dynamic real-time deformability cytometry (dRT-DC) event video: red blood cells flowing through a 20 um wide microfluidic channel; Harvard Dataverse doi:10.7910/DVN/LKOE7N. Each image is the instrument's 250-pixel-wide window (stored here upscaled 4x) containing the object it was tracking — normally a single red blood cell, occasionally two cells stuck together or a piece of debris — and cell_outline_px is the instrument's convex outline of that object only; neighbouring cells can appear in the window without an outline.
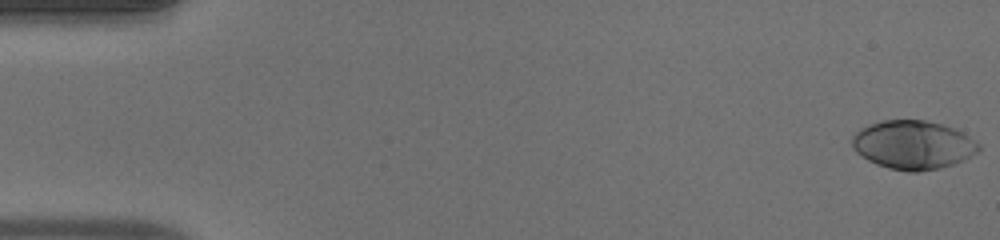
{"species": "human", "species_latin": "Homo sapiens", "temperature_condition": "warm", "stored_images_in_passage": 51, "camera_frame_rate_fps": 3000, "um_per_image_px": 0.085, "donor": {"sex": "male"}, "frame": {"image": 1, "passage_image": 1, "time_ms": 0.0, "image_size_px": [1000, 240], "cell_outline_px": [[980, 148], [976, 152], [964, 160], [956, 164], [940, 168], [916, 172], [908, 172], [888, 168], [876, 164], [868, 160], [856, 152], [852, 148], [852, 136], [856, 132], [872, 124], [884, 120], [924, 120], [940, 124], [952, 128], [968, 136], [980, 144]], "centroid_in_image_um": [77.61, 12.33], "position_along_channel_um": 7.4, "area_um2": 35.66}}
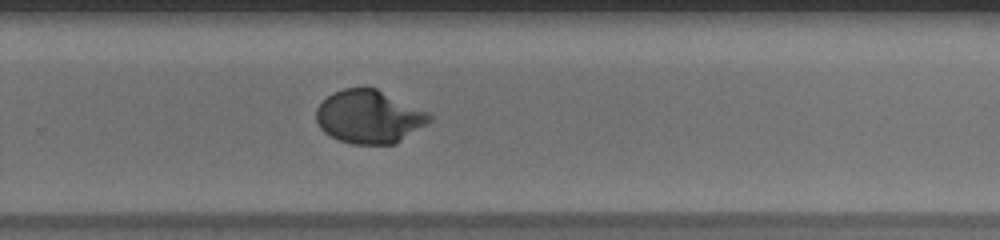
{"frame": {"image": 2, "passage_image": 34, "time_ms": 11.0, "image_size_px": [1000, 240], "cell_outline_px": [[432, 120], [396, 144], [352, 144], [340, 140], [324, 132], [320, 128], [316, 120], [316, 108], [332, 92], [344, 88], [376, 88], [428, 112], [432, 116]], "centroid_in_image_um": [31.37, 9.93], "position_along_channel_um": 298.4, "area_um2": 34.91}}
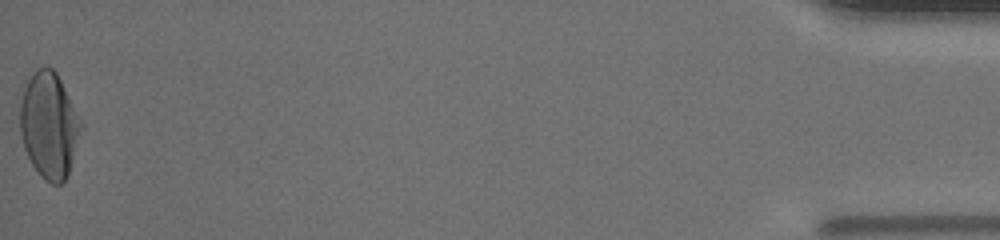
{"frame": {"image": 3, "passage_image": 51, "time_ms": 16.667, "image_size_px": [1000, 240], "cell_outline_px": [[84, 124], [68, 172], [64, 180], [60, 184], [52, 184], [44, 180], [40, 176], [32, 164], [24, 148], [20, 132], [20, 104], [24, 88], [32, 72], [36, 68], [52, 68], [56, 72]], "centroid_in_image_um": [4.17, 10.65], "position_along_channel_um": 431.0, "area_um2": 37.51}, "authors_computed_cell_mechanics": {"area_um2": 34.4488, "velocity_mm_per_s": 4.0709, "shape_relaxation_time_tau1_ms": 2.9994, "shape_relaxation_time_tau2_ms": null, "deformation_change_tau1": 0.194, "deformation_change_tau2": null}}